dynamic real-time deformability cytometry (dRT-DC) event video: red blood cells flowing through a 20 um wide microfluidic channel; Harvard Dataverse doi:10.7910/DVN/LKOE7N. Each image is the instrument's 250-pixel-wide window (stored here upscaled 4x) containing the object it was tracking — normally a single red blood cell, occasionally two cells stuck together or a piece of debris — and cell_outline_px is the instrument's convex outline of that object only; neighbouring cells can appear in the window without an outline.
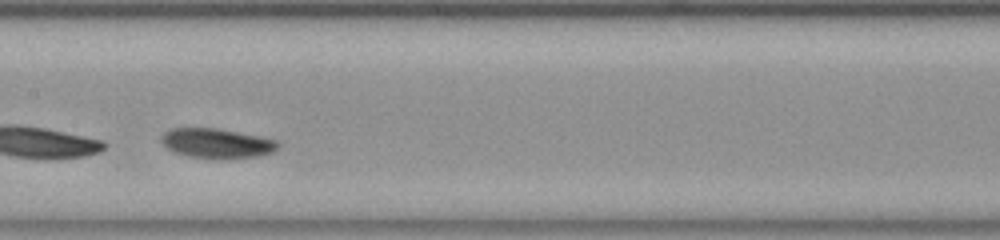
{"species": "common noctule bat (a hibernating species)", "species_latin": "Nyctalus noctula", "temperature_condition": "room temperature", "stored_images_in_passage": 32, "camera_frame_rate_fps": 3000, "um_per_image_px": 0.085, "animal": {"sex": "female", "body_mass_g": 23.0, "forearm_length_mm": 53.4}, "frame": {"image": 1, "passage_image": 17, "time_ms": 5.333, "image_size_px": [1000, 240], "cell_outline_px": [[280, 144], [272, 152], [256, 156], [224, 160], [216, 160], [192, 156], [176, 152], [168, 148], [160, 140], [160, 136], [164, 132], [172, 128], [216, 128], [276, 140]], "centroid_in_image_um": [18.4, 12.19], "position_along_channel_um": 189.0, "area_um2": 20.06}}
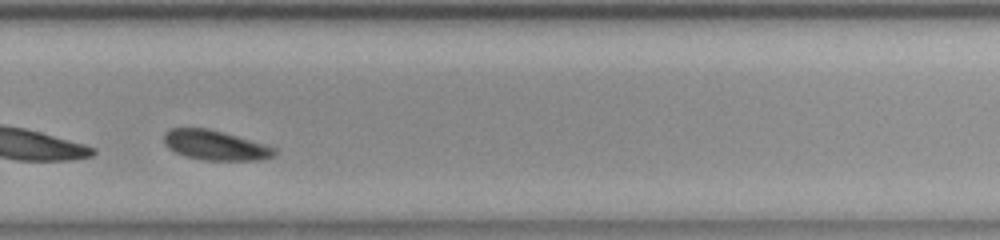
{"frame": {"image": 2, "passage_image": 27, "time_ms": 8.667, "image_size_px": [1000, 240], "cell_outline_px": [[276, 152], [272, 156], [260, 160], [204, 160], [188, 156], [176, 152], [168, 148], [164, 140], [164, 136], [172, 128], [208, 128], [264, 144], [276, 148]], "centroid_in_image_um": [18.31, 12.35], "position_along_channel_um": 311.5, "area_um2": 18.73}, "authors_computed_cell_mechanics": {"area_um2": 19.7965, "velocity_mm_per_s": 3.6889, "shape_relaxation_time_tau1_ms": 5.6618, "shape_relaxation_time_tau2_ms": null, "deformation_change_tau1": 0.1051, "deformation_change_tau2": null}}